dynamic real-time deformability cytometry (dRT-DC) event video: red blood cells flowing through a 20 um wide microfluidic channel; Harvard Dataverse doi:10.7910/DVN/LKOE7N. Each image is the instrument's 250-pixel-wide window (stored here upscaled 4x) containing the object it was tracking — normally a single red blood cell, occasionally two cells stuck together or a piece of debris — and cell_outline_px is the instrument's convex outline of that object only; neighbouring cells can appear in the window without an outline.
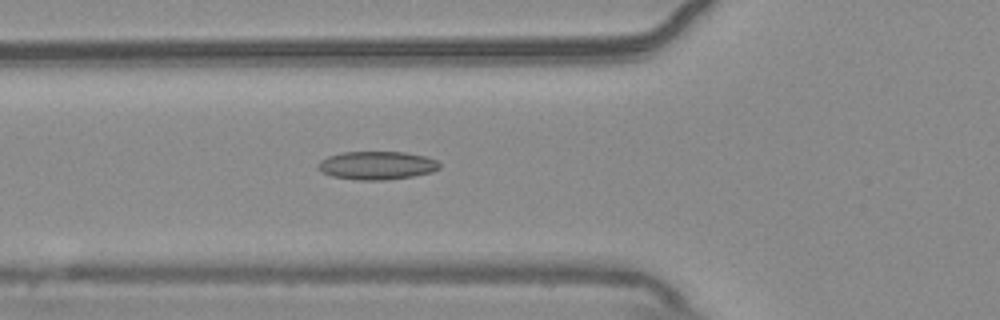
{"species": "common noctule bat (a hibernating species)", "species_latin": "Nyctalus noctula", "temperature_condition": "warm", "stored_images_in_passage": 54, "camera_frame_rate_fps": 3000, "um_per_image_px": 0.085, "animal": {"sex": "male", "body_mass_g": 20.4}, "frame": {"image": 1, "passage_image": 19, "time_ms": 6.0, "image_size_px": [1000, 320], "cell_outline_px": [[440, 168], [432, 172], [412, 176], [384, 180], [356, 180], [332, 176], [320, 172], [316, 168], [316, 164], [320, 160], [328, 156], [340, 152], [404, 152], [424, 156], [436, 160], [440, 164]], "centroid_in_image_um": [31.98, 14.06], "position_along_channel_um": 93.8, "area_um2": 20.17}}
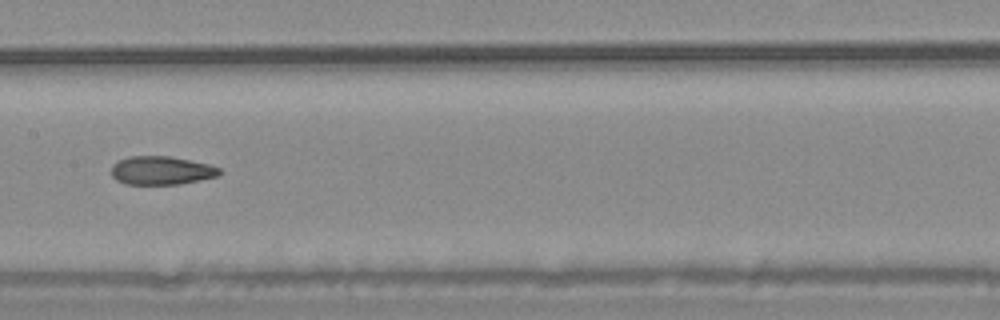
{"frame": {"image": 2, "passage_image": 27, "time_ms": 8.667, "image_size_px": [1000, 320], "cell_outline_px": [[224, 172], [220, 176], [180, 184], [124, 184], [116, 180], [112, 176], [112, 164], [116, 160], [128, 156], [168, 156], [208, 164], [220, 168]], "centroid_in_image_um": [13.72, 14.49], "position_along_channel_um": 193.7, "area_um2": 18.15}}
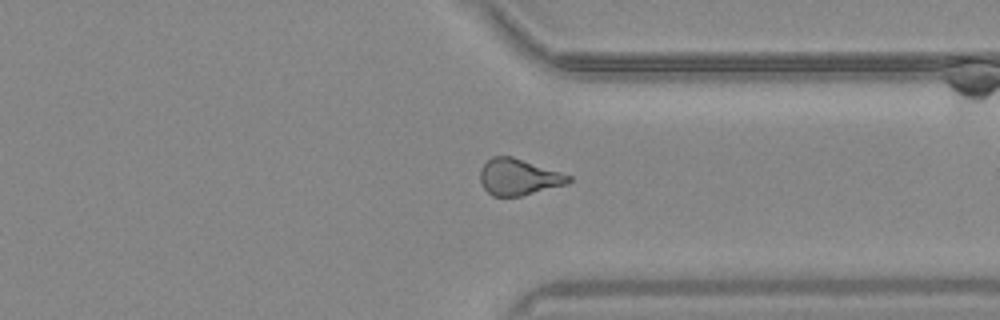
{"frame": {"image": 3, "passage_image": 41, "time_ms": 13.333, "image_size_px": [1000, 320], "cell_outline_px": [[572, 180], [568, 184], [520, 196], [492, 196], [484, 188], [480, 180], [480, 168], [492, 156], [512, 156], [572, 176]], "centroid_in_image_um": [44.08, 15.05], "position_along_channel_um": 367.3, "area_um2": 18.67}, "authors_computed_cell_mechanics": {"area_um2": 19.3052, "velocity_mm_per_s": 3.7331, "shape_relaxation_time_tau1_ms": null, "shape_relaxation_time_tau2_ms": 2.9309, "deformation_change_tau1": null, "deformation_change_tau2": 0.1098}}